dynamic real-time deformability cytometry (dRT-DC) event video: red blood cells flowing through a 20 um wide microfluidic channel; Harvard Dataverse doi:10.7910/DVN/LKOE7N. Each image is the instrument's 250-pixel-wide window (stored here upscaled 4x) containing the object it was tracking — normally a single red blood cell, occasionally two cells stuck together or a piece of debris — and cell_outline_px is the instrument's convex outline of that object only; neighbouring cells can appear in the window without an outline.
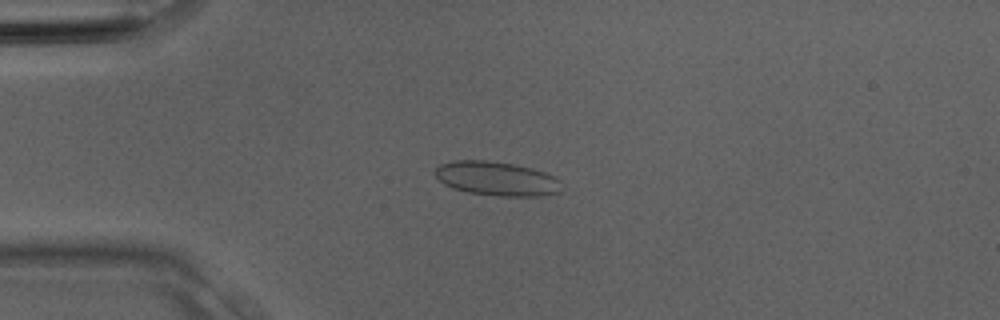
{"species": "Egyptian fruit bat (a non-hibernating species)", "species_latin": "Rousettus aegyptiacus", "temperature_condition": "room temperature", "stored_images_in_passage": 4, "camera_frame_rate_fps": 3000, "um_per_image_px": 0.085, "animal": {"sex": "male"}, "frame": {"image": 1, "passage_image": 3, "time_ms": 0.667, "image_size_px": [1000, 320], "cell_outline_px": [[560, 192], [544, 196], [500, 196], [468, 192], [452, 188], [444, 184], [432, 172], [440, 164], [452, 160], [488, 160], [512, 164], [532, 168], [544, 172], [560, 180]], "centroid_in_image_um": [42.19, 15.18], "position_along_channel_um": 42.8, "area_um2": 25.2}}
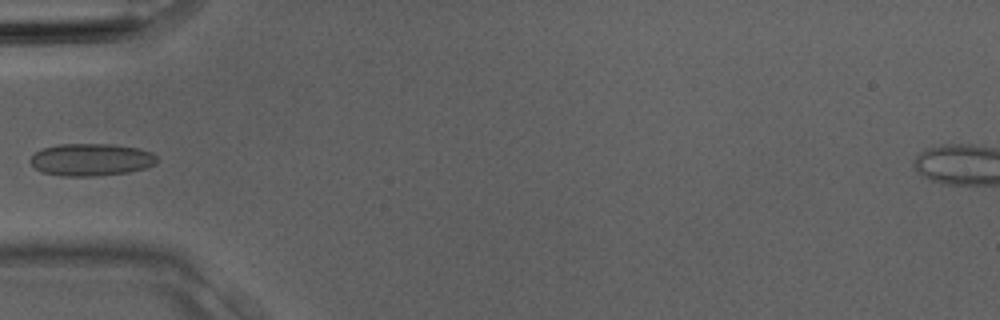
{"frame": {"image": 2, "passage_image": 4, "time_ms": 1.0, "image_size_px": [1000, 320], "cell_outline_px": [[156, 164], [144, 168], [128, 172], [96, 176], [60, 176], [40, 172], [28, 160], [40, 148], [60, 144], [112, 144], [140, 148], [152, 152], [156, 156]], "centroid_in_image_um": [7.73, 13.57], "position_along_channel_um": 77.3, "area_um2": 24.04}}